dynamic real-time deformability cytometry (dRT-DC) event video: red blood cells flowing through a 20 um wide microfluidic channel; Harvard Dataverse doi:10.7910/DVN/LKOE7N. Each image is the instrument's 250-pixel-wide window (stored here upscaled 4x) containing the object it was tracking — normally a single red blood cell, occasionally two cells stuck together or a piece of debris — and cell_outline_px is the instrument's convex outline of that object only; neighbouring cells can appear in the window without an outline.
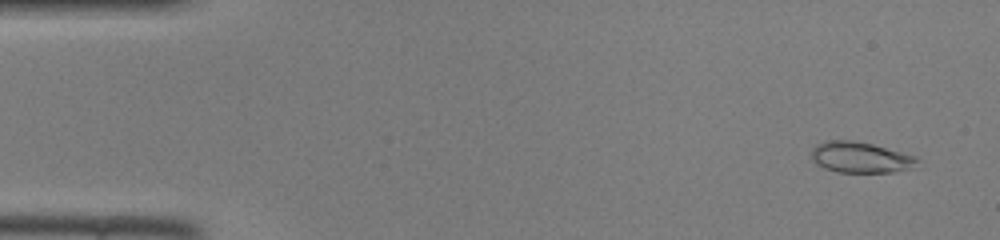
{"species": "common noctule bat (a hibernating species)", "species_latin": "Nyctalus noctula", "temperature_condition": "room temperature", "stored_images_in_passage": 46, "camera_frame_rate_fps": 3000, "um_per_image_px": 0.085, "animal": {"sex": "female", "body_mass_g": 22.0, "forearm_length_mm": 56.7}, "frame": {"image": 1, "passage_image": 3, "time_ms": 0.667, "image_size_px": [1000, 240], "cell_outline_px": [[920, 160], [908, 168], [892, 172], [836, 172], [824, 168], [816, 164], [812, 160], [812, 148], [816, 144], [828, 140], [852, 140], [872, 144], [916, 156]], "centroid_in_image_um": [73.08, 13.37], "position_along_channel_um": 11.9, "area_um2": 18.9}}
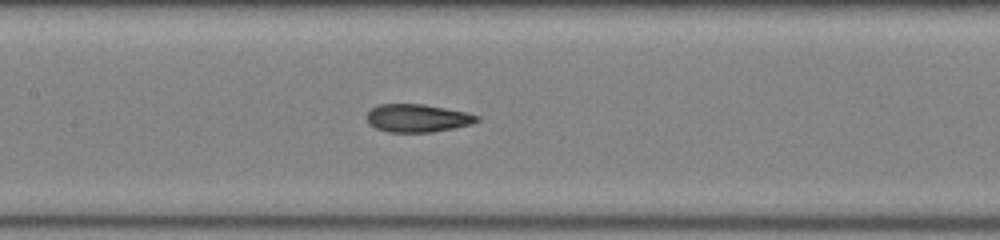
{"frame": {"image": 2, "passage_image": 22, "time_ms": 7.0, "image_size_px": [1000, 240], "cell_outline_px": [[480, 120], [472, 124], [432, 132], [388, 132], [376, 128], [368, 124], [368, 112], [372, 108], [380, 104], [424, 104], [464, 112], [480, 116]], "centroid_in_image_um": [35.48, 10.04], "position_along_channel_um": 171.9, "area_um2": 17.8}}
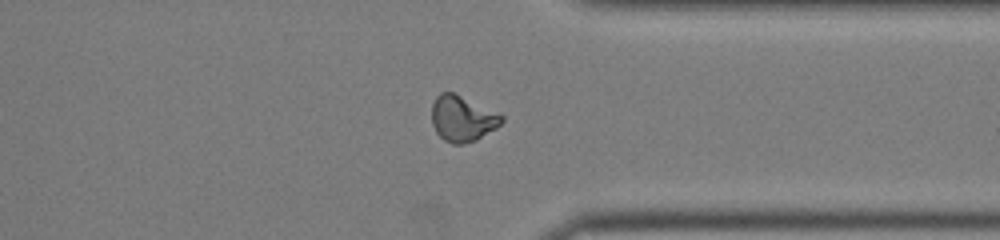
{"frame": {"image": 3, "passage_image": 36, "time_ms": 11.667, "image_size_px": [1000, 240], "cell_outline_px": [[504, 120], [496, 128], [476, 140], [464, 144], [452, 144], [444, 140], [436, 132], [432, 124], [432, 104], [436, 96], [440, 92], [452, 92], [504, 116]], "centroid_in_image_um": [39.27, 10.1], "position_along_channel_um": 372.1, "area_um2": 18.44}}